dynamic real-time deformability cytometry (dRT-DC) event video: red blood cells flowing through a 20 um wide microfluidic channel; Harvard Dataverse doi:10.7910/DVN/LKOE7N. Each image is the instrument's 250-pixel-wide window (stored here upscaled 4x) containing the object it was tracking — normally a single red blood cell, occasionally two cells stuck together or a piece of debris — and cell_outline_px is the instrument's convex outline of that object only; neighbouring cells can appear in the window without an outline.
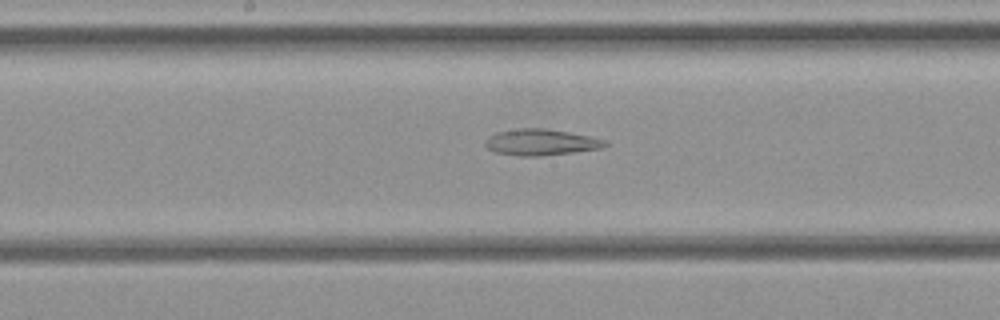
{"species": "common noctule bat (a hibernating species)", "species_latin": "Nyctalus noctula", "temperature_condition": "cold", "stored_images_in_passage": 26, "camera_frame_rate_fps": 3000, "um_per_image_px": 0.085, "animal": {"sex": "female", "body_mass_g": 21.9}, "frame": {"image": 1, "passage_image": 9, "time_ms": 2.667, "image_size_px": [1000, 320], "cell_outline_px": [[608, 144], [604, 148], [540, 156], [516, 156], [492, 152], [484, 144], [484, 140], [488, 136], [496, 132], [520, 128], [544, 128], [568, 132], [608, 140]], "centroid_in_image_um": [45.95, 12.09], "position_along_channel_um": 202.3, "area_um2": 18.5}}
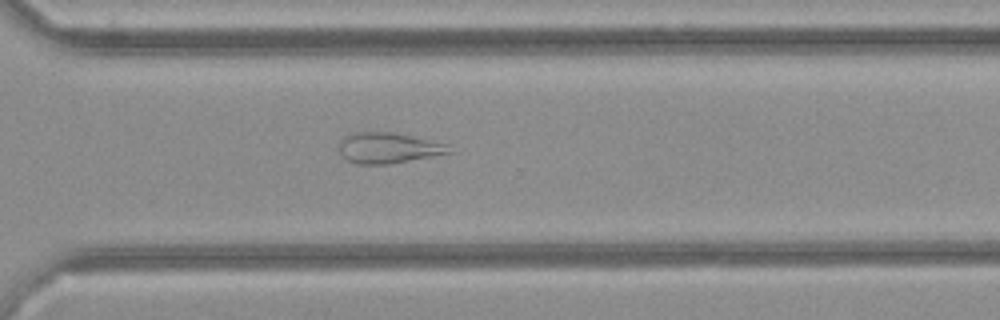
{"frame": {"image": 2, "passage_image": 16, "time_ms": 5.0, "image_size_px": [1000, 320], "cell_outline_px": [[456, 152], [388, 164], [356, 164], [348, 160], [340, 152], [340, 140], [344, 136], [352, 132], [392, 132], [448, 144]], "centroid_in_image_um": [33.03, 12.57], "position_along_channel_um": 337.6, "area_um2": 19.65}}
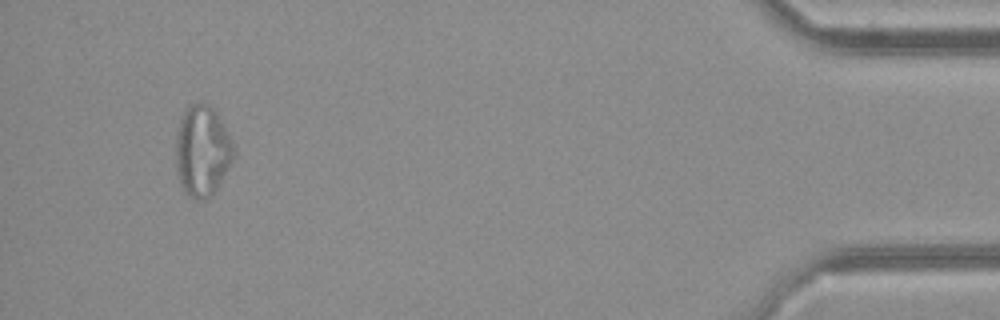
{"frame": {"image": 3, "passage_image": 24, "time_ms": 7.667, "image_size_px": [1000, 320], "cell_outline_px": [[236, 152], [232, 160], [212, 196], [200, 200], [196, 200], [180, 184], [176, 168], [176, 136], [180, 120], [184, 108], [188, 104], [208, 104], [216, 112], [232, 140]], "centroid_in_image_um": [17.19, 12.8], "position_along_channel_um": 418.0, "area_um2": 30.35}}